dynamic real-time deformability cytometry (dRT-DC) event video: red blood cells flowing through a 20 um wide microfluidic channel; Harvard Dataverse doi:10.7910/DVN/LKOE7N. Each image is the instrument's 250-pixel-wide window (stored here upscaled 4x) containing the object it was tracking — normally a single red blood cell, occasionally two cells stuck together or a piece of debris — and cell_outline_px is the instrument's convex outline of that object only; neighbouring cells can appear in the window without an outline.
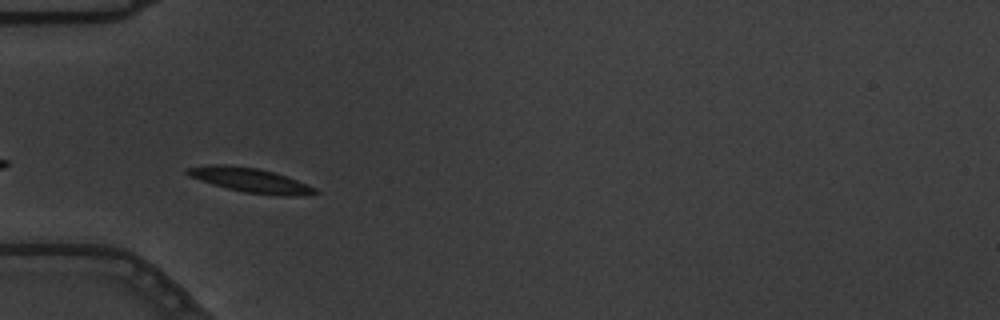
{"species": "common noctule bat (a hibernating species)", "species_latin": "Nyctalus noctula", "temperature_condition": "warm", "stored_images_in_passage": 3, "camera_frame_rate_fps": 3000, "um_per_image_px": 0.085, "animal": {"sex": "male", "body_mass_g": 19.5, "forearm_length_mm": 54.6}, "frame": {"image": 1, "passage_image": 3, "time_ms": 0.667, "image_size_px": [1000, 320], "cell_outline_px": [[320, 192], [300, 196], [276, 196], [244, 192], [212, 184], [188, 176], [184, 172], [184, 168], [212, 164], [228, 164], [260, 168], [288, 176], [316, 188]], "centroid_in_image_um": [21.27, 15.3], "position_along_channel_um": 63.7, "area_um2": 18.55}}